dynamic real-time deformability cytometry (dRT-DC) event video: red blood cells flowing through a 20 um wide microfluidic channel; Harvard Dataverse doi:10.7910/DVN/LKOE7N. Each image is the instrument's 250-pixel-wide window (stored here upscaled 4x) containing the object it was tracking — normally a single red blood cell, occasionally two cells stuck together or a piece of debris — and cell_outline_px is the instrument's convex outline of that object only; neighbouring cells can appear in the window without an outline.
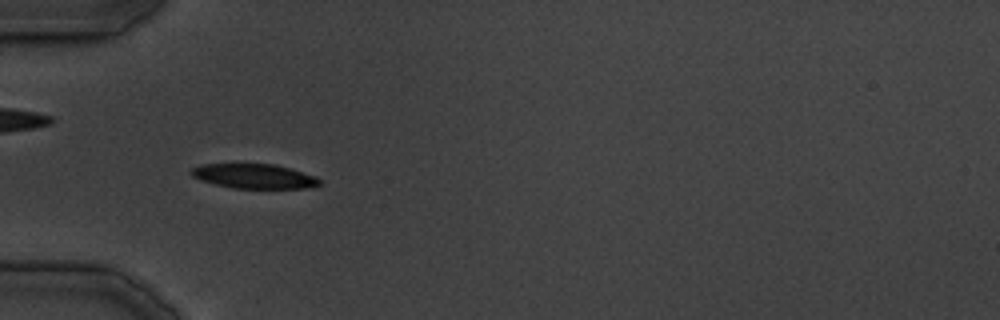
{"species": "common noctule bat (a hibernating species)", "species_latin": "Nyctalus noctula", "temperature_condition": "cold", "stored_images_in_passage": 22, "camera_frame_rate_fps": 3000, "um_per_image_px": 0.085, "animal": {"sex": "male", "body_mass_g": 19.5, "forearm_length_mm": 54.6}, "frame": {"image": 1, "passage_image": 13, "time_ms": 15.0, "image_size_px": [1000, 320], "cell_outline_px": [[320, 184], [304, 188], [232, 188], [200, 180], [192, 176], [188, 172], [192, 168], [200, 164], [276, 164], [316, 176], [320, 180]], "centroid_in_image_um": [21.56, 14.97], "position_along_channel_um": 63.4, "area_um2": 18.32}}